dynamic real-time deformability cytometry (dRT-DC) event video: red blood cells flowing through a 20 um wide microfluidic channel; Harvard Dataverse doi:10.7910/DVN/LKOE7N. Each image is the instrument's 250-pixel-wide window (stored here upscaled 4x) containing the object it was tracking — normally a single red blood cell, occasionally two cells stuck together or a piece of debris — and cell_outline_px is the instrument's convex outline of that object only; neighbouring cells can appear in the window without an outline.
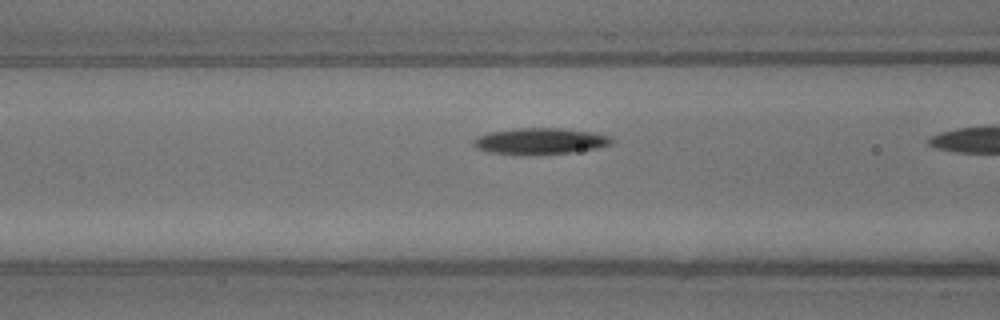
{"species": "common noctule bat (a hibernating species)", "species_latin": "Nyctalus noctula", "temperature_condition": "warm", "stored_images_in_passage": 6, "camera_frame_rate_fps": 3000, "um_per_image_px": 0.085, "animal": {"sex": "male", "body_mass_g": 13.3}, "frame": {"image": 1, "passage_image": 5, "time_ms": 1.333, "image_size_px": [1000, 320], "cell_outline_px": [[612, 144], [596, 148], [572, 152], [520, 156], [488, 152], [476, 148], [472, 144], [472, 140], [476, 136], [492, 132], [516, 128], [564, 128], [592, 132], [608, 136], [612, 140]], "centroid_in_image_um": [45.84, 12.01], "position_along_channel_um": 120.8, "area_um2": 21.39}}